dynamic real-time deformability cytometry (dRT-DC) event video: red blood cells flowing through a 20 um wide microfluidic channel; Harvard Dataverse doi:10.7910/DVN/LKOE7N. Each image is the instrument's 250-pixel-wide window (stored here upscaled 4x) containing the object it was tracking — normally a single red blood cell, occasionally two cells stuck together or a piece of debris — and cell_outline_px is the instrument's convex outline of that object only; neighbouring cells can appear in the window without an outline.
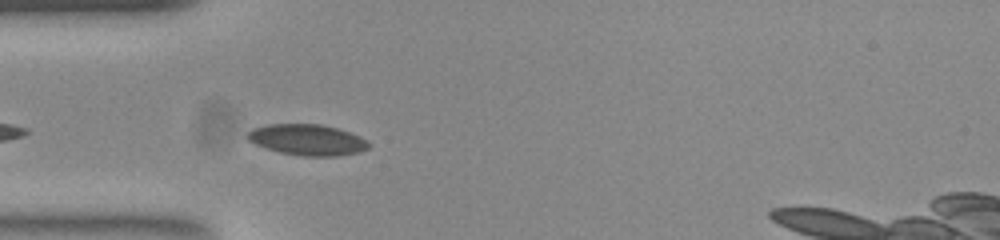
{"species": "common noctule bat (a hibernating species)", "species_latin": "Nyctalus noctula", "temperature_condition": "room temperature", "stored_images_in_passage": 6, "camera_frame_rate_fps": 3000, "um_per_image_px": 0.085, "animal": {"sex": "female", "body_mass_g": 23.0, "forearm_length_mm": 53.4}, "frame": {"image": 1, "passage_image": 3, "time_ms": 0.667, "image_size_px": [1000, 240], "cell_outline_px": [[368, 148], [356, 152], [332, 156], [304, 156], [280, 152], [256, 144], [248, 140], [248, 132], [252, 128], [268, 124], [320, 124], [336, 128], [348, 132], [364, 140], [368, 144]], "centroid_in_image_um": [26.06, 11.87], "position_along_channel_um": 58.9, "area_um2": 21.27}}
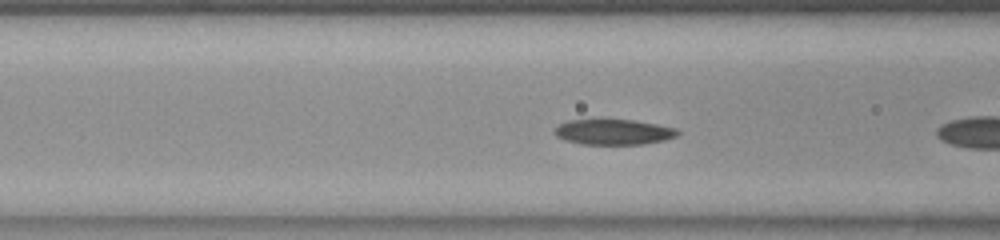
{"frame": {"image": 2, "passage_image": 5, "time_ms": 1.333, "image_size_px": [1000, 240], "cell_outline_px": [[680, 132], [676, 136], [664, 140], [644, 144], [584, 144], [568, 140], [556, 136], [556, 128], [560, 124], [568, 120], [600, 116], [604, 116], [636, 120], [676, 128]], "centroid_in_image_um": [52.15, 11.15], "position_along_channel_um": 114.5, "area_um2": 18.96}}